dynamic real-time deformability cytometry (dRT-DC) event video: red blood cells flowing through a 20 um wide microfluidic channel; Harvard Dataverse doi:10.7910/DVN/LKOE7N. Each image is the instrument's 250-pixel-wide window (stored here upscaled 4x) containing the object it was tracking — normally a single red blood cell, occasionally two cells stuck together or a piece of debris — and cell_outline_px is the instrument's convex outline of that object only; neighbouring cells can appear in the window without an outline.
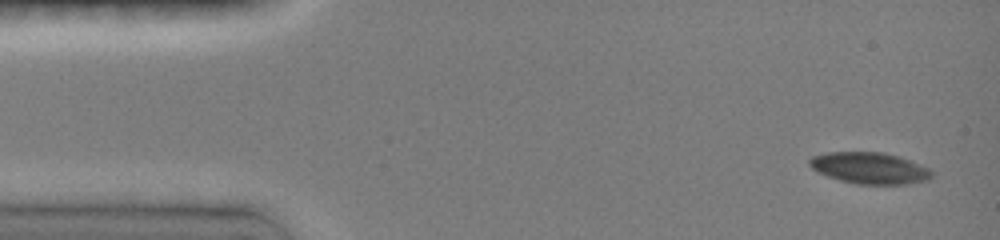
{"species": "common noctule bat (a hibernating species)", "species_latin": "Nyctalus noctula", "temperature_condition": "room temperature", "stored_images_in_passage": 18, "camera_frame_rate_fps": 3000, "um_per_image_px": 0.085, "animal": {"sex": "female", "body_mass_g": 19.0, "forearm_length_mm": 51.5}, "frame": {"image": 1, "passage_image": 1, "time_ms": 0.0, "image_size_px": [1000, 240], "cell_outline_px": [[932, 176], [928, 180], [908, 184], [856, 184], [840, 180], [816, 172], [808, 164], [808, 160], [812, 156], [828, 152], [880, 152], [896, 156], [908, 160], [928, 168], [932, 172]], "centroid_in_image_um": [73.87, 14.29], "position_along_channel_um": 11.1, "area_um2": 22.25}}
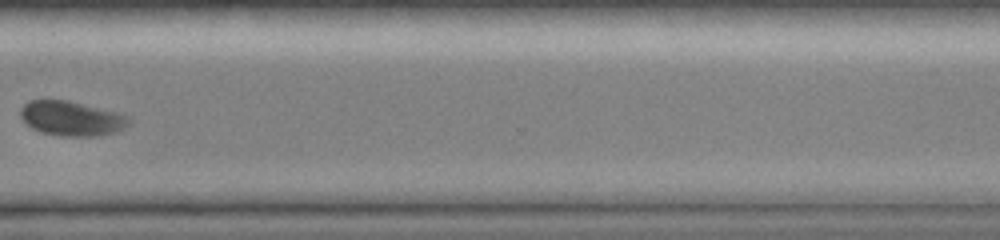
{"frame": {"image": 2, "passage_image": 12, "time_ms": 11.333, "image_size_px": [1000, 240], "cell_outline_px": [[132, 120], [124, 128], [116, 132], [96, 136], [60, 136], [40, 132], [32, 128], [20, 116], [20, 108], [28, 100], [68, 100], [116, 112], [128, 116]], "centroid_in_image_um": [6.08, 10.07], "position_along_channel_um": 364.5, "area_um2": 21.91}}
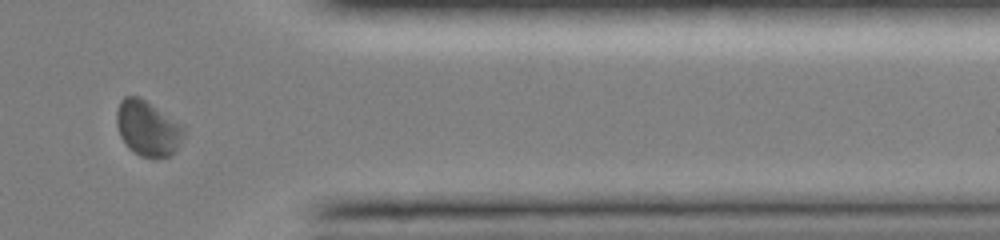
{"frame": {"image": 3, "passage_image": 13, "time_ms": 12.333, "image_size_px": [1000, 240], "cell_outline_px": [[184, 136], [176, 148], [168, 156], [140, 156], [132, 152], [128, 148], [120, 136], [116, 124], [116, 112], [120, 100], [124, 96], [140, 96], [180, 124], [184, 128]], "centroid_in_image_um": [12.5, 10.88], "position_along_channel_um": 398.9, "area_um2": 21.33}, "authors_computed_cell_mechanics": {"area_um2": 22.2241, "velocity_mm_per_s": 4.0387, "shape_relaxation_time_tau1_ms": 3.4085, "shape_relaxation_time_tau2_ms": 2.4985, "deformation_change_tau1": 0.1009, "deformation_change_tau2": 0.0392}}